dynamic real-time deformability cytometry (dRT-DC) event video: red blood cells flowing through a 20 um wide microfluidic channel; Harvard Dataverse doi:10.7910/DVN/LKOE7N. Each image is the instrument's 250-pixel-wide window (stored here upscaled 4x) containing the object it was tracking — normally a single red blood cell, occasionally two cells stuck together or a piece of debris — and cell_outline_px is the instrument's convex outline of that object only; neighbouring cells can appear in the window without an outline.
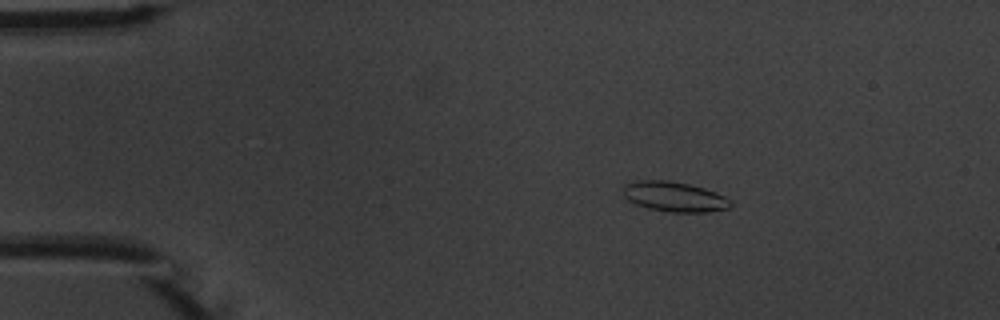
{"species": "common noctule bat (a hibernating species)", "species_latin": "Nyctalus noctula", "temperature_condition": "warm", "stored_images_in_passage": 7, "camera_frame_rate_fps": 3000, "um_per_image_px": 0.085, "animal": {"sex": "male", "body_mass_g": 20.1, "forearm_length_mm": 53.5}, "frame": {"image": 1, "passage_image": 3, "time_ms": 3.0, "image_size_px": [1000, 320], "cell_outline_px": [[732, 204], [728, 208], [708, 212], [672, 212], [648, 208], [636, 204], [628, 200], [624, 196], [624, 184], [636, 180], [668, 180], [688, 184], [704, 188], [716, 192], [724, 196]], "centroid_in_image_um": [57.3, 16.71], "position_along_channel_um": 27.7, "area_um2": 18.67}}
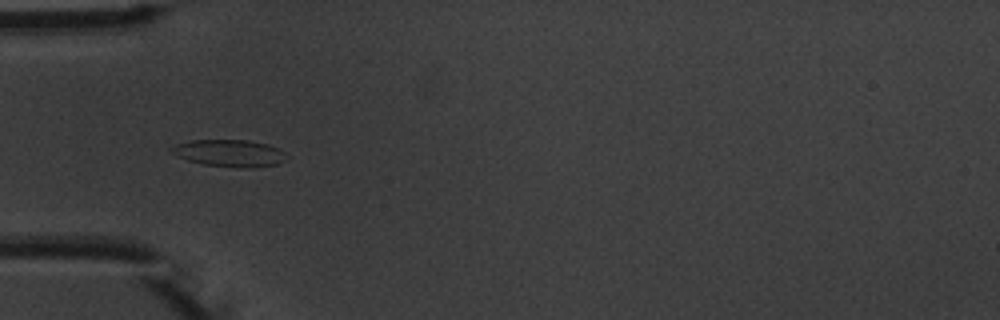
{"frame": {"image": 2, "passage_image": 5, "time_ms": 5.667, "image_size_px": [1000, 320], "cell_outline_px": [[288, 160], [276, 164], [248, 168], [244, 168], [204, 164], [188, 160], [176, 156], [172, 152], [172, 148], [176, 144], [188, 140], [248, 140], [268, 144], [284, 152], [288, 156]], "centroid_in_image_um": [19.54, 13.01], "position_along_channel_um": 65.5, "area_um2": 18.03}}
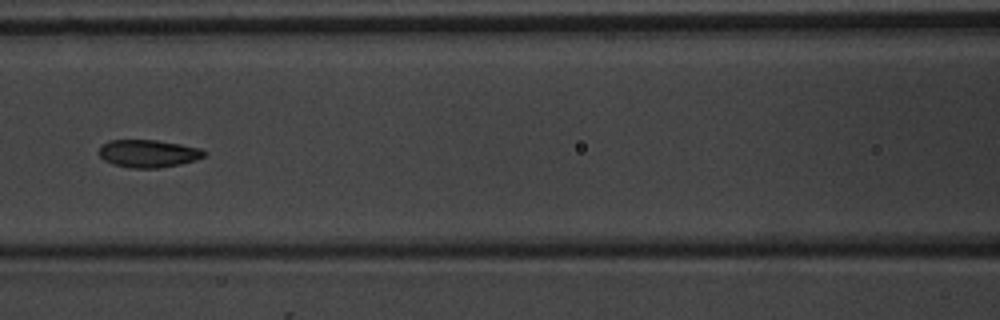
{"frame": {"image": 3, "passage_image": 7, "time_ms": 8.0, "image_size_px": [1000, 320], "cell_outline_px": [[208, 152], [204, 156], [196, 160], [180, 164], [160, 168], [132, 168], [112, 164], [104, 160], [96, 152], [108, 140], [156, 140], [180, 144], [200, 148]], "centroid_in_image_um": [12.6, 13.05], "position_along_channel_um": 154.0, "area_um2": 17.05}}